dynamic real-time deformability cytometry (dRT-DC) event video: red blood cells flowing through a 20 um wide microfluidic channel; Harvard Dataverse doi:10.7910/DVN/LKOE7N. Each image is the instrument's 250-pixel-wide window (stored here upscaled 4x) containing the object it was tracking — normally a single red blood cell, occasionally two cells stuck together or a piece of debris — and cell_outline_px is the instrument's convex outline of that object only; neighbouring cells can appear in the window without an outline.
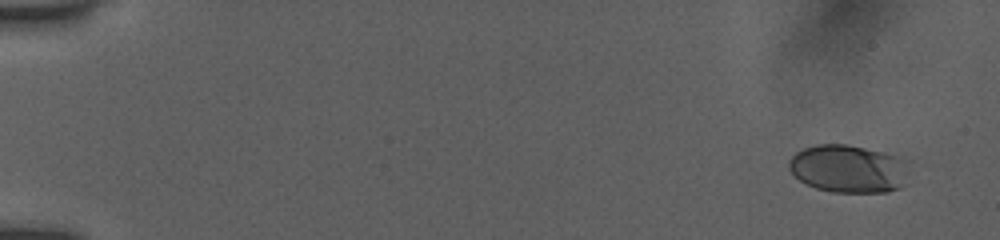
{"species": "human", "species_latin": "Homo sapiens", "temperature_condition": "room temperature", "stored_images_in_passage": 55, "camera_frame_rate_fps": 3000, "um_per_image_px": 0.085, "donor": {"sex": "female"}, "frame": {"image": 1, "passage_image": 4, "time_ms": 1.0, "image_size_px": [1000, 240], "cell_outline_px": [[908, 172], [904, 184], [900, 188], [888, 192], [832, 192], [816, 188], [800, 180], [788, 168], [788, 160], [796, 152], [804, 148], [816, 144], [844, 144], [884, 152], [908, 160]], "centroid_in_image_um": [72.14, 14.34], "position_along_channel_um": 12.9, "area_um2": 33.7}}
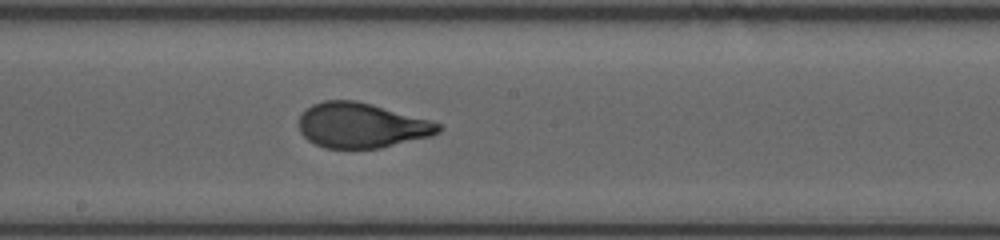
{"frame": {"image": 2, "passage_image": 32, "time_ms": 10.333, "image_size_px": [1000, 240], "cell_outline_px": [[444, 128], [440, 132], [432, 136], [380, 148], [324, 148], [308, 140], [300, 132], [300, 116], [312, 104], [324, 100], [356, 100], [372, 104], [432, 120], [440, 124]], "centroid_in_image_um": [30.77, 10.66], "position_along_channel_um": 217.4, "area_um2": 36.7}}
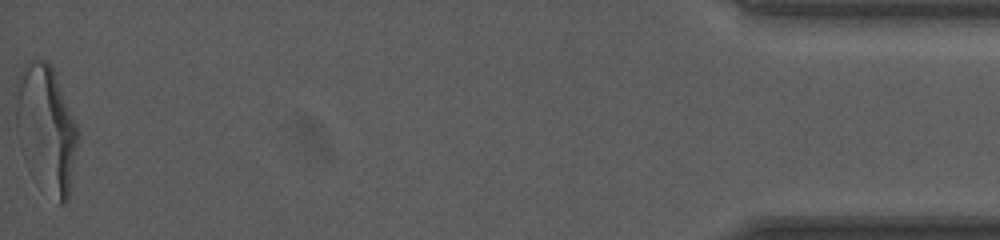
{"frame": {"image": 3, "passage_image": 55, "time_ms": 18.0, "image_size_px": [1000, 240], "cell_outline_px": [[80, 132], [68, 200], [64, 204], [60, 204], [28, 168], [24, 160], [16, 128], [16, 80], [24, 60], [44, 60], [52, 64], [56, 72]], "centroid_in_image_um": [3.93, 10.84], "position_along_channel_um": 431.3, "area_um2": 46.24}, "authors_computed_cell_mechanics": {"area_um2": 36.6452, "velocity_mm_per_s": 3.9173, "shape_relaxation_time_tau1_ms": 4.9505, "shape_relaxation_time_tau2_ms": null, "deformation_change_tau1": 0.22, "deformation_change_tau2": null}}